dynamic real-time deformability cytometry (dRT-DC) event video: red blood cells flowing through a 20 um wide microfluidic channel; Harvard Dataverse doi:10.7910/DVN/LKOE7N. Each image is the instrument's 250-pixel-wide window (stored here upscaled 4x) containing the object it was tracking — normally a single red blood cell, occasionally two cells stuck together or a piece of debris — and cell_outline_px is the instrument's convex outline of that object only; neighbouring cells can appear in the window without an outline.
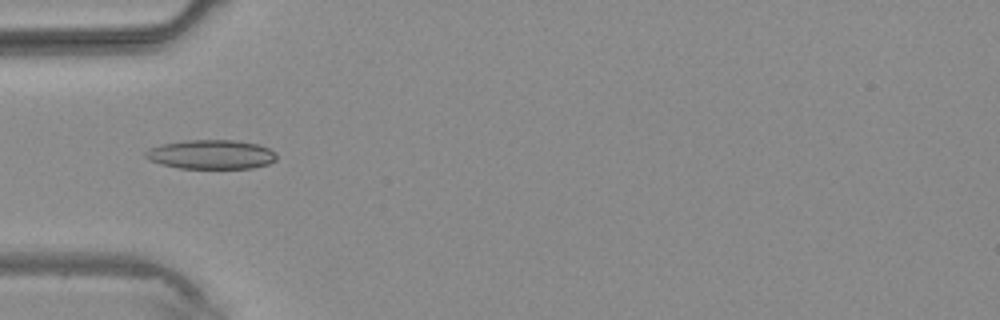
{"species": "common noctule bat (a hibernating species)", "species_latin": "Nyctalus noctula", "temperature_condition": "warm", "stored_images_in_passage": 3, "camera_frame_rate_fps": 3000, "um_per_image_px": 0.085, "animal": {"sex": "male", "body_mass_g": 20.4}, "frame": {"image": 1, "passage_image": 3, "time_ms": 3.0, "image_size_px": [1000, 320], "cell_outline_px": [[276, 160], [268, 164], [252, 168], [180, 168], [160, 164], [148, 160], [144, 156], [144, 152], [148, 148], [160, 144], [184, 140], [236, 140], [260, 144], [276, 152]], "centroid_in_image_um": [17.92, 13.12], "position_along_channel_um": 67.1, "area_um2": 22.6}}